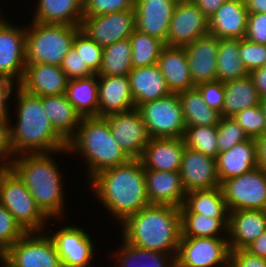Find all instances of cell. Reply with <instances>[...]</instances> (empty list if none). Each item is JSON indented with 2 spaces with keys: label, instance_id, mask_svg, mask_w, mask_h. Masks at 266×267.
Wrapping results in <instances>:
<instances>
[{
  "label": "cell",
  "instance_id": "obj_1",
  "mask_svg": "<svg viewBox=\"0 0 266 267\" xmlns=\"http://www.w3.org/2000/svg\"><path fill=\"white\" fill-rule=\"evenodd\" d=\"M93 191L104 207L122 223L149 205L145 169L140 159L103 170L91 179Z\"/></svg>",
  "mask_w": 266,
  "mask_h": 267
},
{
  "label": "cell",
  "instance_id": "obj_2",
  "mask_svg": "<svg viewBox=\"0 0 266 267\" xmlns=\"http://www.w3.org/2000/svg\"><path fill=\"white\" fill-rule=\"evenodd\" d=\"M123 239L141 249L177 255L182 236L180 208L149 204L123 222Z\"/></svg>",
  "mask_w": 266,
  "mask_h": 267
},
{
  "label": "cell",
  "instance_id": "obj_3",
  "mask_svg": "<svg viewBox=\"0 0 266 267\" xmlns=\"http://www.w3.org/2000/svg\"><path fill=\"white\" fill-rule=\"evenodd\" d=\"M16 88L18 120L15 127H10L14 155L68 151L67 142L53 129L45 115L41 97L26 92L19 85Z\"/></svg>",
  "mask_w": 266,
  "mask_h": 267
},
{
  "label": "cell",
  "instance_id": "obj_4",
  "mask_svg": "<svg viewBox=\"0 0 266 267\" xmlns=\"http://www.w3.org/2000/svg\"><path fill=\"white\" fill-rule=\"evenodd\" d=\"M23 155L14 157L6 166L25 184L48 219L61 217L65 200L58 165L50 153Z\"/></svg>",
  "mask_w": 266,
  "mask_h": 267
},
{
  "label": "cell",
  "instance_id": "obj_5",
  "mask_svg": "<svg viewBox=\"0 0 266 267\" xmlns=\"http://www.w3.org/2000/svg\"><path fill=\"white\" fill-rule=\"evenodd\" d=\"M67 152L76 151L87 159L90 179L99 172L124 164L131 158L120 148L104 117H82Z\"/></svg>",
  "mask_w": 266,
  "mask_h": 267
},
{
  "label": "cell",
  "instance_id": "obj_6",
  "mask_svg": "<svg viewBox=\"0 0 266 267\" xmlns=\"http://www.w3.org/2000/svg\"><path fill=\"white\" fill-rule=\"evenodd\" d=\"M32 23L26 28V63L60 66L80 26Z\"/></svg>",
  "mask_w": 266,
  "mask_h": 267
},
{
  "label": "cell",
  "instance_id": "obj_7",
  "mask_svg": "<svg viewBox=\"0 0 266 267\" xmlns=\"http://www.w3.org/2000/svg\"><path fill=\"white\" fill-rule=\"evenodd\" d=\"M0 203L26 233H38L48 218L25 184L8 166L0 168Z\"/></svg>",
  "mask_w": 266,
  "mask_h": 267
},
{
  "label": "cell",
  "instance_id": "obj_8",
  "mask_svg": "<svg viewBox=\"0 0 266 267\" xmlns=\"http://www.w3.org/2000/svg\"><path fill=\"white\" fill-rule=\"evenodd\" d=\"M150 138H183L186 125L178 93L143 103L136 108Z\"/></svg>",
  "mask_w": 266,
  "mask_h": 267
},
{
  "label": "cell",
  "instance_id": "obj_9",
  "mask_svg": "<svg viewBox=\"0 0 266 267\" xmlns=\"http://www.w3.org/2000/svg\"><path fill=\"white\" fill-rule=\"evenodd\" d=\"M35 234L27 232L15 241L0 256L2 263L7 267H62L49 235H39L40 232Z\"/></svg>",
  "mask_w": 266,
  "mask_h": 267
},
{
  "label": "cell",
  "instance_id": "obj_10",
  "mask_svg": "<svg viewBox=\"0 0 266 267\" xmlns=\"http://www.w3.org/2000/svg\"><path fill=\"white\" fill-rule=\"evenodd\" d=\"M230 211L266 210V172L256 167L220 185Z\"/></svg>",
  "mask_w": 266,
  "mask_h": 267
},
{
  "label": "cell",
  "instance_id": "obj_11",
  "mask_svg": "<svg viewBox=\"0 0 266 267\" xmlns=\"http://www.w3.org/2000/svg\"><path fill=\"white\" fill-rule=\"evenodd\" d=\"M220 264L230 267L228 238L181 237L176 255V267H215Z\"/></svg>",
  "mask_w": 266,
  "mask_h": 267
},
{
  "label": "cell",
  "instance_id": "obj_12",
  "mask_svg": "<svg viewBox=\"0 0 266 267\" xmlns=\"http://www.w3.org/2000/svg\"><path fill=\"white\" fill-rule=\"evenodd\" d=\"M80 29L99 46L107 47L136 30L135 9L83 17Z\"/></svg>",
  "mask_w": 266,
  "mask_h": 267
},
{
  "label": "cell",
  "instance_id": "obj_13",
  "mask_svg": "<svg viewBox=\"0 0 266 267\" xmlns=\"http://www.w3.org/2000/svg\"><path fill=\"white\" fill-rule=\"evenodd\" d=\"M104 118L122 151L131 159H139L150 140L139 111L134 108L131 111L110 114Z\"/></svg>",
  "mask_w": 266,
  "mask_h": 267
},
{
  "label": "cell",
  "instance_id": "obj_14",
  "mask_svg": "<svg viewBox=\"0 0 266 267\" xmlns=\"http://www.w3.org/2000/svg\"><path fill=\"white\" fill-rule=\"evenodd\" d=\"M25 46L26 28L9 22L0 27V79L20 84L26 66Z\"/></svg>",
  "mask_w": 266,
  "mask_h": 267
},
{
  "label": "cell",
  "instance_id": "obj_15",
  "mask_svg": "<svg viewBox=\"0 0 266 267\" xmlns=\"http://www.w3.org/2000/svg\"><path fill=\"white\" fill-rule=\"evenodd\" d=\"M207 34L208 18L192 0L177 2L169 25L167 46L184 47Z\"/></svg>",
  "mask_w": 266,
  "mask_h": 267
},
{
  "label": "cell",
  "instance_id": "obj_16",
  "mask_svg": "<svg viewBox=\"0 0 266 267\" xmlns=\"http://www.w3.org/2000/svg\"><path fill=\"white\" fill-rule=\"evenodd\" d=\"M52 239L62 267H88L94 255V244L83 229L67 226L58 230Z\"/></svg>",
  "mask_w": 266,
  "mask_h": 267
},
{
  "label": "cell",
  "instance_id": "obj_17",
  "mask_svg": "<svg viewBox=\"0 0 266 267\" xmlns=\"http://www.w3.org/2000/svg\"><path fill=\"white\" fill-rule=\"evenodd\" d=\"M176 0H135L136 30L159 38L167 45Z\"/></svg>",
  "mask_w": 266,
  "mask_h": 267
},
{
  "label": "cell",
  "instance_id": "obj_18",
  "mask_svg": "<svg viewBox=\"0 0 266 267\" xmlns=\"http://www.w3.org/2000/svg\"><path fill=\"white\" fill-rule=\"evenodd\" d=\"M180 175L186 192L220 186L216 159L185 147Z\"/></svg>",
  "mask_w": 266,
  "mask_h": 267
},
{
  "label": "cell",
  "instance_id": "obj_19",
  "mask_svg": "<svg viewBox=\"0 0 266 267\" xmlns=\"http://www.w3.org/2000/svg\"><path fill=\"white\" fill-rule=\"evenodd\" d=\"M193 85L217 80L219 39L207 34L184 46Z\"/></svg>",
  "mask_w": 266,
  "mask_h": 267
},
{
  "label": "cell",
  "instance_id": "obj_20",
  "mask_svg": "<svg viewBox=\"0 0 266 267\" xmlns=\"http://www.w3.org/2000/svg\"><path fill=\"white\" fill-rule=\"evenodd\" d=\"M68 77L60 66L43 63H26L19 86L34 95L53 96L66 93Z\"/></svg>",
  "mask_w": 266,
  "mask_h": 267
},
{
  "label": "cell",
  "instance_id": "obj_21",
  "mask_svg": "<svg viewBox=\"0 0 266 267\" xmlns=\"http://www.w3.org/2000/svg\"><path fill=\"white\" fill-rule=\"evenodd\" d=\"M146 193L150 204L169 205L180 208L185 200L179 171L145 169Z\"/></svg>",
  "mask_w": 266,
  "mask_h": 267
},
{
  "label": "cell",
  "instance_id": "obj_22",
  "mask_svg": "<svg viewBox=\"0 0 266 267\" xmlns=\"http://www.w3.org/2000/svg\"><path fill=\"white\" fill-rule=\"evenodd\" d=\"M248 14L245 0H227L209 17V34L218 39L245 38Z\"/></svg>",
  "mask_w": 266,
  "mask_h": 267
},
{
  "label": "cell",
  "instance_id": "obj_23",
  "mask_svg": "<svg viewBox=\"0 0 266 267\" xmlns=\"http://www.w3.org/2000/svg\"><path fill=\"white\" fill-rule=\"evenodd\" d=\"M185 147L183 138H150L139 159L144 169L180 171Z\"/></svg>",
  "mask_w": 266,
  "mask_h": 267
},
{
  "label": "cell",
  "instance_id": "obj_24",
  "mask_svg": "<svg viewBox=\"0 0 266 267\" xmlns=\"http://www.w3.org/2000/svg\"><path fill=\"white\" fill-rule=\"evenodd\" d=\"M97 78H99V117L124 113L135 108L128 76H97Z\"/></svg>",
  "mask_w": 266,
  "mask_h": 267
},
{
  "label": "cell",
  "instance_id": "obj_25",
  "mask_svg": "<svg viewBox=\"0 0 266 267\" xmlns=\"http://www.w3.org/2000/svg\"><path fill=\"white\" fill-rule=\"evenodd\" d=\"M266 230V210L229 212L227 234L230 250L245 249ZM232 239V240H231Z\"/></svg>",
  "mask_w": 266,
  "mask_h": 267
},
{
  "label": "cell",
  "instance_id": "obj_26",
  "mask_svg": "<svg viewBox=\"0 0 266 267\" xmlns=\"http://www.w3.org/2000/svg\"><path fill=\"white\" fill-rule=\"evenodd\" d=\"M128 77L135 108L171 94L158 64L132 68Z\"/></svg>",
  "mask_w": 266,
  "mask_h": 267
},
{
  "label": "cell",
  "instance_id": "obj_27",
  "mask_svg": "<svg viewBox=\"0 0 266 267\" xmlns=\"http://www.w3.org/2000/svg\"><path fill=\"white\" fill-rule=\"evenodd\" d=\"M216 165L220 184L258 167L256 139L249 138L237 143L230 150L218 153Z\"/></svg>",
  "mask_w": 266,
  "mask_h": 267
},
{
  "label": "cell",
  "instance_id": "obj_28",
  "mask_svg": "<svg viewBox=\"0 0 266 267\" xmlns=\"http://www.w3.org/2000/svg\"><path fill=\"white\" fill-rule=\"evenodd\" d=\"M158 66L171 93L195 88L184 47L165 45L161 50Z\"/></svg>",
  "mask_w": 266,
  "mask_h": 267
},
{
  "label": "cell",
  "instance_id": "obj_29",
  "mask_svg": "<svg viewBox=\"0 0 266 267\" xmlns=\"http://www.w3.org/2000/svg\"><path fill=\"white\" fill-rule=\"evenodd\" d=\"M41 103L53 129L68 142L75 135L80 125L81 115L69 102L65 94L42 96Z\"/></svg>",
  "mask_w": 266,
  "mask_h": 267
},
{
  "label": "cell",
  "instance_id": "obj_30",
  "mask_svg": "<svg viewBox=\"0 0 266 267\" xmlns=\"http://www.w3.org/2000/svg\"><path fill=\"white\" fill-rule=\"evenodd\" d=\"M181 213H200L219 219L227 228L229 227V210L220 186L213 189L192 190L186 192Z\"/></svg>",
  "mask_w": 266,
  "mask_h": 267
},
{
  "label": "cell",
  "instance_id": "obj_31",
  "mask_svg": "<svg viewBox=\"0 0 266 267\" xmlns=\"http://www.w3.org/2000/svg\"><path fill=\"white\" fill-rule=\"evenodd\" d=\"M37 7L34 22L81 26L83 0H38Z\"/></svg>",
  "mask_w": 266,
  "mask_h": 267
},
{
  "label": "cell",
  "instance_id": "obj_32",
  "mask_svg": "<svg viewBox=\"0 0 266 267\" xmlns=\"http://www.w3.org/2000/svg\"><path fill=\"white\" fill-rule=\"evenodd\" d=\"M97 74L88 78L71 79L65 95L81 117H99Z\"/></svg>",
  "mask_w": 266,
  "mask_h": 267
},
{
  "label": "cell",
  "instance_id": "obj_33",
  "mask_svg": "<svg viewBox=\"0 0 266 267\" xmlns=\"http://www.w3.org/2000/svg\"><path fill=\"white\" fill-rule=\"evenodd\" d=\"M223 117H232L239 111L260 104V97L250 75L225 81Z\"/></svg>",
  "mask_w": 266,
  "mask_h": 267
},
{
  "label": "cell",
  "instance_id": "obj_34",
  "mask_svg": "<svg viewBox=\"0 0 266 267\" xmlns=\"http://www.w3.org/2000/svg\"><path fill=\"white\" fill-rule=\"evenodd\" d=\"M186 127L217 126L221 113L209 108L196 88L178 93Z\"/></svg>",
  "mask_w": 266,
  "mask_h": 267
},
{
  "label": "cell",
  "instance_id": "obj_35",
  "mask_svg": "<svg viewBox=\"0 0 266 267\" xmlns=\"http://www.w3.org/2000/svg\"><path fill=\"white\" fill-rule=\"evenodd\" d=\"M114 257H119L118 267H176V255L141 249L124 240L121 250Z\"/></svg>",
  "mask_w": 266,
  "mask_h": 267
},
{
  "label": "cell",
  "instance_id": "obj_36",
  "mask_svg": "<svg viewBox=\"0 0 266 267\" xmlns=\"http://www.w3.org/2000/svg\"><path fill=\"white\" fill-rule=\"evenodd\" d=\"M217 80H235L249 74L239 55V39H219L217 54Z\"/></svg>",
  "mask_w": 266,
  "mask_h": 267
},
{
  "label": "cell",
  "instance_id": "obj_37",
  "mask_svg": "<svg viewBox=\"0 0 266 267\" xmlns=\"http://www.w3.org/2000/svg\"><path fill=\"white\" fill-rule=\"evenodd\" d=\"M131 52L129 38L104 47L102 63L97 76H128L132 69Z\"/></svg>",
  "mask_w": 266,
  "mask_h": 267
},
{
  "label": "cell",
  "instance_id": "obj_38",
  "mask_svg": "<svg viewBox=\"0 0 266 267\" xmlns=\"http://www.w3.org/2000/svg\"><path fill=\"white\" fill-rule=\"evenodd\" d=\"M132 56V68L148 67L158 64L165 43L159 38L135 30L129 37Z\"/></svg>",
  "mask_w": 266,
  "mask_h": 267
},
{
  "label": "cell",
  "instance_id": "obj_39",
  "mask_svg": "<svg viewBox=\"0 0 266 267\" xmlns=\"http://www.w3.org/2000/svg\"><path fill=\"white\" fill-rule=\"evenodd\" d=\"M181 227V237H221L219 232H228V228L219 219L200 213H181Z\"/></svg>",
  "mask_w": 266,
  "mask_h": 267
},
{
  "label": "cell",
  "instance_id": "obj_40",
  "mask_svg": "<svg viewBox=\"0 0 266 267\" xmlns=\"http://www.w3.org/2000/svg\"><path fill=\"white\" fill-rule=\"evenodd\" d=\"M183 139L186 147L217 158V126L186 127Z\"/></svg>",
  "mask_w": 266,
  "mask_h": 267
},
{
  "label": "cell",
  "instance_id": "obj_41",
  "mask_svg": "<svg viewBox=\"0 0 266 267\" xmlns=\"http://www.w3.org/2000/svg\"><path fill=\"white\" fill-rule=\"evenodd\" d=\"M72 47L78 52L86 66L97 74L102 63L103 48L81 29L76 32Z\"/></svg>",
  "mask_w": 266,
  "mask_h": 267
},
{
  "label": "cell",
  "instance_id": "obj_42",
  "mask_svg": "<svg viewBox=\"0 0 266 267\" xmlns=\"http://www.w3.org/2000/svg\"><path fill=\"white\" fill-rule=\"evenodd\" d=\"M232 118L249 138L256 139L266 133V118L260 104L239 111Z\"/></svg>",
  "mask_w": 266,
  "mask_h": 267
},
{
  "label": "cell",
  "instance_id": "obj_43",
  "mask_svg": "<svg viewBox=\"0 0 266 267\" xmlns=\"http://www.w3.org/2000/svg\"><path fill=\"white\" fill-rule=\"evenodd\" d=\"M248 139V135L232 117L221 118L217 125L218 153L230 150L237 143Z\"/></svg>",
  "mask_w": 266,
  "mask_h": 267
},
{
  "label": "cell",
  "instance_id": "obj_44",
  "mask_svg": "<svg viewBox=\"0 0 266 267\" xmlns=\"http://www.w3.org/2000/svg\"><path fill=\"white\" fill-rule=\"evenodd\" d=\"M26 232L0 203V256Z\"/></svg>",
  "mask_w": 266,
  "mask_h": 267
},
{
  "label": "cell",
  "instance_id": "obj_45",
  "mask_svg": "<svg viewBox=\"0 0 266 267\" xmlns=\"http://www.w3.org/2000/svg\"><path fill=\"white\" fill-rule=\"evenodd\" d=\"M239 55L249 73L266 66V45L251 42L246 38L239 39Z\"/></svg>",
  "mask_w": 266,
  "mask_h": 267
},
{
  "label": "cell",
  "instance_id": "obj_46",
  "mask_svg": "<svg viewBox=\"0 0 266 267\" xmlns=\"http://www.w3.org/2000/svg\"><path fill=\"white\" fill-rule=\"evenodd\" d=\"M135 0H83V17L134 9Z\"/></svg>",
  "mask_w": 266,
  "mask_h": 267
},
{
  "label": "cell",
  "instance_id": "obj_47",
  "mask_svg": "<svg viewBox=\"0 0 266 267\" xmlns=\"http://www.w3.org/2000/svg\"><path fill=\"white\" fill-rule=\"evenodd\" d=\"M195 88L199 91L206 105L221 113L223 117V106L225 99L224 83L219 80L198 84Z\"/></svg>",
  "mask_w": 266,
  "mask_h": 267
},
{
  "label": "cell",
  "instance_id": "obj_48",
  "mask_svg": "<svg viewBox=\"0 0 266 267\" xmlns=\"http://www.w3.org/2000/svg\"><path fill=\"white\" fill-rule=\"evenodd\" d=\"M60 67L69 80L88 78L94 75V73L82 61V58L73 47L63 58Z\"/></svg>",
  "mask_w": 266,
  "mask_h": 267
},
{
  "label": "cell",
  "instance_id": "obj_49",
  "mask_svg": "<svg viewBox=\"0 0 266 267\" xmlns=\"http://www.w3.org/2000/svg\"><path fill=\"white\" fill-rule=\"evenodd\" d=\"M245 38L266 45V13H249Z\"/></svg>",
  "mask_w": 266,
  "mask_h": 267
},
{
  "label": "cell",
  "instance_id": "obj_50",
  "mask_svg": "<svg viewBox=\"0 0 266 267\" xmlns=\"http://www.w3.org/2000/svg\"><path fill=\"white\" fill-rule=\"evenodd\" d=\"M230 267H266V259L245 249L230 250Z\"/></svg>",
  "mask_w": 266,
  "mask_h": 267
},
{
  "label": "cell",
  "instance_id": "obj_51",
  "mask_svg": "<svg viewBox=\"0 0 266 267\" xmlns=\"http://www.w3.org/2000/svg\"><path fill=\"white\" fill-rule=\"evenodd\" d=\"M9 123L10 121H0V161L9 157L12 158L11 155L14 154Z\"/></svg>",
  "mask_w": 266,
  "mask_h": 267
},
{
  "label": "cell",
  "instance_id": "obj_52",
  "mask_svg": "<svg viewBox=\"0 0 266 267\" xmlns=\"http://www.w3.org/2000/svg\"><path fill=\"white\" fill-rule=\"evenodd\" d=\"M13 82L0 79V121H9L8 113V98H10L11 92L14 87Z\"/></svg>",
  "mask_w": 266,
  "mask_h": 267
},
{
  "label": "cell",
  "instance_id": "obj_53",
  "mask_svg": "<svg viewBox=\"0 0 266 267\" xmlns=\"http://www.w3.org/2000/svg\"><path fill=\"white\" fill-rule=\"evenodd\" d=\"M249 75L260 99L266 97V66L252 70Z\"/></svg>",
  "mask_w": 266,
  "mask_h": 267
},
{
  "label": "cell",
  "instance_id": "obj_54",
  "mask_svg": "<svg viewBox=\"0 0 266 267\" xmlns=\"http://www.w3.org/2000/svg\"><path fill=\"white\" fill-rule=\"evenodd\" d=\"M227 0H192V2L209 19Z\"/></svg>",
  "mask_w": 266,
  "mask_h": 267
},
{
  "label": "cell",
  "instance_id": "obj_55",
  "mask_svg": "<svg viewBox=\"0 0 266 267\" xmlns=\"http://www.w3.org/2000/svg\"><path fill=\"white\" fill-rule=\"evenodd\" d=\"M250 254L266 259V230L246 248Z\"/></svg>",
  "mask_w": 266,
  "mask_h": 267
},
{
  "label": "cell",
  "instance_id": "obj_56",
  "mask_svg": "<svg viewBox=\"0 0 266 267\" xmlns=\"http://www.w3.org/2000/svg\"><path fill=\"white\" fill-rule=\"evenodd\" d=\"M258 167L266 172V133L256 138Z\"/></svg>",
  "mask_w": 266,
  "mask_h": 267
},
{
  "label": "cell",
  "instance_id": "obj_57",
  "mask_svg": "<svg viewBox=\"0 0 266 267\" xmlns=\"http://www.w3.org/2000/svg\"><path fill=\"white\" fill-rule=\"evenodd\" d=\"M249 13H266V0H245Z\"/></svg>",
  "mask_w": 266,
  "mask_h": 267
},
{
  "label": "cell",
  "instance_id": "obj_58",
  "mask_svg": "<svg viewBox=\"0 0 266 267\" xmlns=\"http://www.w3.org/2000/svg\"><path fill=\"white\" fill-rule=\"evenodd\" d=\"M260 105L262 106L266 118V97L260 99Z\"/></svg>",
  "mask_w": 266,
  "mask_h": 267
},
{
  "label": "cell",
  "instance_id": "obj_59",
  "mask_svg": "<svg viewBox=\"0 0 266 267\" xmlns=\"http://www.w3.org/2000/svg\"><path fill=\"white\" fill-rule=\"evenodd\" d=\"M5 23H6V21H5V20H2V19L0 18V27L3 26Z\"/></svg>",
  "mask_w": 266,
  "mask_h": 267
},
{
  "label": "cell",
  "instance_id": "obj_60",
  "mask_svg": "<svg viewBox=\"0 0 266 267\" xmlns=\"http://www.w3.org/2000/svg\"><path fill=\"white\" fill-rule=\"evenodd\" d=\"M5 162V163H4ZM2 164H0V168L3 167V166H6V162L7 161H4Z\"/></svg>",
  "mask_w": 266,
  "mask_h": 267
}]
</instances>
